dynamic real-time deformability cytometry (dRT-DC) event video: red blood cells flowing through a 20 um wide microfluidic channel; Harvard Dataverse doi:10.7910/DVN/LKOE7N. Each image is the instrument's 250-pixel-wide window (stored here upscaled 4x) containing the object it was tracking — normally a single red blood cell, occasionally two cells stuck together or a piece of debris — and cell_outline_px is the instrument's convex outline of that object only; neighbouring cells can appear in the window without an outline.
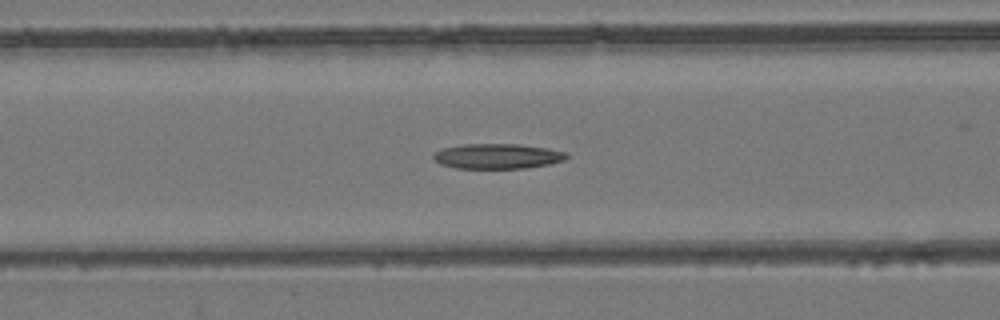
{"species": "common noctule bat (a hibernating species)", "species_latin": "Nyctalus noctula", "temperature_condition": "room temperature", "stored_images_in_passage": 23, "camera_frame_rate_fps": 3000, "um_per_image_px": 0.085, "animal": {"sex": "female", "body_mass_g": 24.6, "forearm_length_mm": 56.2}, "frame": {"image": 1, "passage_image": 12, "time_ms": 3.667, "image_size_px": [1000, 320], "cell_outline_px": [[568, 156], [564, 160], [548, 164], [524, 168], [456, 168], [440, 164], [432, 156], [436, 152], [444, 148], [464, 144], [520, 144], [548, 148], [564, 152]], "centroid_in_image_um": [42.28, 13.27], "position_along_channel_um": 124.3, "area_um2": 19.25}}
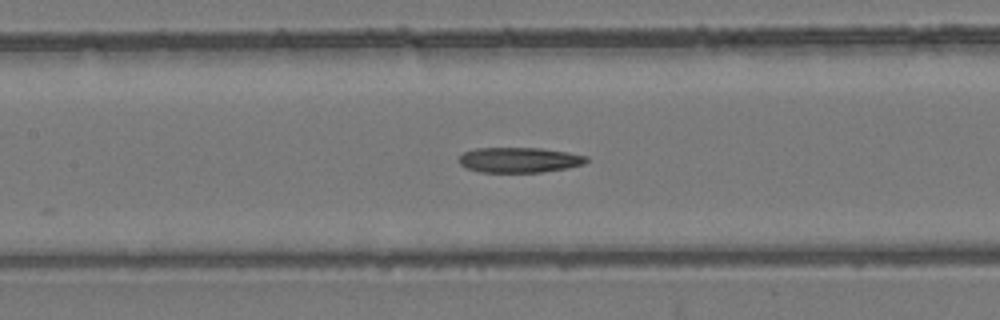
{"frame": {"image": 2, "passage_image": 15, "time_ms": 4.667, "image_size_px": [1000, 320], "cell_outline_px": [[588, 160], [584, 164], [568, 168], [540, 172], [480, 172], [468, 168], [460, 164], [460, 156], [464, 152], [476, 148], [540, 148], [568, 152], [588, 156]], "centroid_in_image_um": [44.18, 13.59], "position_along_channel_um": 163.2, "area_um2": 18.67}}
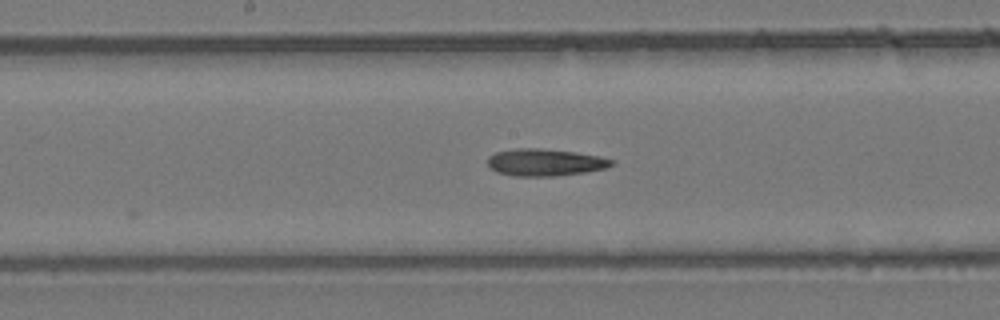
{"frame": {"image": 3, "passage_image": 18, "time_ms": 5.667, "image_size_px": [1000, 320], "cell_outline_px": [[612, 164], [608, 168], [584, 172], [556, 176], [516, 176], [496, 172], [488, 168], [488, 156], [496, 152], [516, 148], [540, 148], [576, 152], [600, 156], [612, 160]], "centroid_in_image_um": [46.29, 13.8], "position_along_channel_um": 201.9, "area_um2": 19.65}}